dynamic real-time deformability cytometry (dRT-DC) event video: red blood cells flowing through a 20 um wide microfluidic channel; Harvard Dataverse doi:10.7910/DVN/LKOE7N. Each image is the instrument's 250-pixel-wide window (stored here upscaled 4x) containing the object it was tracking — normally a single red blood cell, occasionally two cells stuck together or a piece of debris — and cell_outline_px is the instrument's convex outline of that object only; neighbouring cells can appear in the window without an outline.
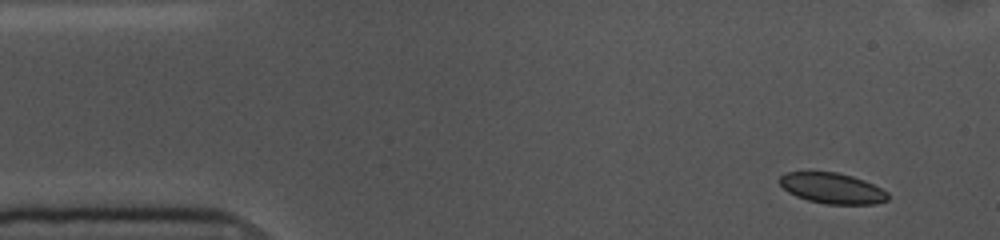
{"species": "common noctule bat (a hibernating species)", "species_latin": "Nyctalus noctula", "temperature_condition": "cold", "stored_images_in_passage": 7, "camera_frame_rate_fps": 3000, "um_per_image_px": 0.085, "animal": {"sex": "female", "body_mass_g": 10.0, "forearm_length_mm": 53.1}, "frame": {"image": 1, "passage_image": 1, "time_ms": 0.0, "image_size_px": [1000, 240], "cell_outline_px": [[888, 200], [876, 204], [824, 204], [808, 200], [796, 196], [788, 192], [780, 184], [780, 176], [788, 172], [836, 172], [852, 176], [864, 180], [888, 192]], "centroid_in_image_um": [70.75, 16.01], "position_along_channel_um": 14.3, "area_um2": 19.25}}